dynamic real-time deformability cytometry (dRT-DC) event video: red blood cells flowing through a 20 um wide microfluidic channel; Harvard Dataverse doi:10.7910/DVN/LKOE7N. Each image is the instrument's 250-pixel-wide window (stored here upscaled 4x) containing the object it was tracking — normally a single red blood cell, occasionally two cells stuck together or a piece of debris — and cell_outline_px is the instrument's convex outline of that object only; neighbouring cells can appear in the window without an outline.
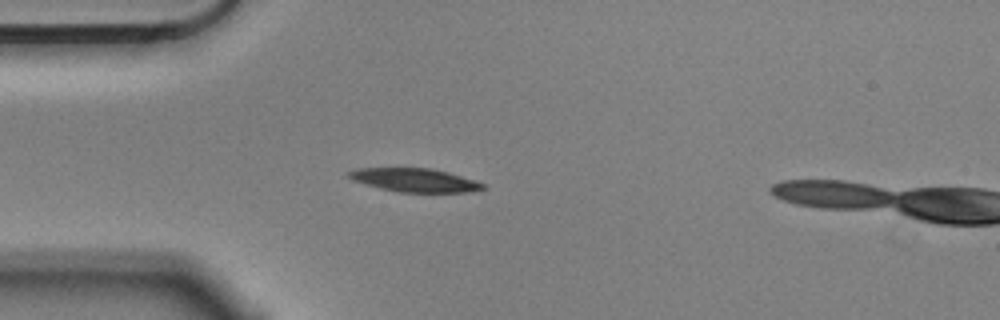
{"species": "Egyptian fruit bat (a non-hibernating species)", "species_latin": "Rousettus aegyptiacus", "temperature_condition": "cold", "stored_images_in_passage": 5, "camera_frame_rate_fps": 3000, "um_per_image_px": 0.085, "animal": {"sex": "male"}, "frame": {"image": 1, "passage_image": 4, "time_ms": 1.0, "image_size_px": [1000, 320], "cell_outline_px": [[484, 188], [468, 192], [396, 192], [380, 188], [352, 180], [348, 176], [348, 172], [356, 168], [432, 168], [448, 172], [484, 184]], "centroid_in_image_um": [35.2, 15.3], "position_along_channel_um": 49.8, "area_um2": 18.15}}